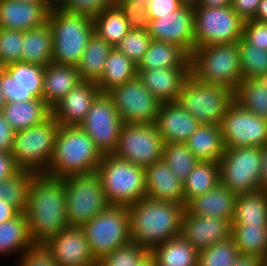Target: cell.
<instances>
[{"label":"cell","mask_w":267,"mask_h":266,"mask_svg":"<svg viewBox=\"0 0 267 266\" xmlns=\"http://www.w3.org/2000/svg\"><path fill=\"white\" fill-rule=\"evenodd\" d=\"M225 148L263 147L267 143V120L233 101L222 118Z\"/></svg>","instance_id":"16"},{"label":"cell","mask_w":267,"mask_h":266,"mask_svg":"<svg viewBox=\"0 0 267 266\" xmlns=\"http://www.w3.org/2000/svg\"><path fill=\"white\" fill-rule=\"evenodd\" d=\"M5 104L6 103H5V100H4V97H3V93H2V90L0 88V113L3 112Z\"/></svg>","instance_id":"63"},{"label":"cell","mask_w":267,"mask_h":266,"mask_svg":"<svg viewBox=\"0 0 267 266\" xmlns=\"http://www.w3.org/2000/svg\"><path fill=\"white\" fill-rule=\"evenodd\" d=\"M123 125L108 93H99L93 100L85 120L79 125L102 154H113Z\"/></svg>","instance_id":"14"},{"label":"cell","mask_w":267,"mask_h":266,"mask_svg":"<svg viewBox=\"0 0 267 266\" xmlns=\"http://www.w3.org/2000/svg\"><path fill=\"white\" fill-rule=\"evenodd\" d=\"M190 74L203 83L235 92L242 80L238 42L196 47L190 56Z\"/></svg>","instance_id":"5"},{"label":"cell","mask_w":267,"mask_h":266,"mask_svg":"<svg viewBox=\"0 0 267 266\" xmlns=\"http://www.w3.org/2000/svg\"><path fill=\"white\" fill-rule=\"evenodd\" d=\"M231 225H267V189L237 194Z\"/></svg>","instance_id":"34"},{"label":"cell","mask_w":267,"mask_h":266,"mask_svg":"<svg viewBox=\"0 0 267 266\" xmlns=\"http://www.w3.org/2000/svg\"><path fill=\"white\" fill-rule=\"evenodd\" d=\"M185 143L199 161L219 163L225 151L220 125L200 124Z\"/></svg>","instance_id":"30"},{"label":"cell","mask_w":267,"mask_h":266,"mask_svg":"<svg viewBox=\"0 0 267 266\" xmlns=\"http://www.w3.org/2000/svg\"><path fill=\"white\" fill-rule=\"evenodd\" d=\"M115 5L126 17L130 29L148 30L151 18L148 15L147 9L142 4L131 0H115Z\"/></svg>","instance_id":"48"},{"label":"cell","mask_w":267,"mask_h":266,"mask_svg":"<svg viewBox=\"0 0 267 266\" xmlns=\"http://www.w3.org/2000/svg\"><path fill=\"white\" fill-rule=\"evenodd\" d=\"M262 189H267V143L262 147Z\"/></svg>","instance_id":"58"},{"label":"cell","mask_w":267,"mask_h":266,"mask_svg":"<svg viewBox=\"0 0 267 266\" xmlns=\"http://www.w3.org/2000/svg\"><path fill=\"white\" fill-rule=\"evenodd\" d=\"M244 21L229 6L194 7L195 48L230 44L242 38Z\"/></svg>","instance_id":"12"},{"label":"cell","mask_w":267,"mask_h":266,"mask_svg":"<svg viewBox=\"0 0 267 266\" xmlns=\"http://www.w3.org/2000/svg\"><path fill=\"white\" fill-rule=\"evenodd\" d=\"M231 237L241 254L267 256V225H231Z\"/></svg>","instance_id":"40"},{"label":"cell","mask_w":267,"mask_h":266,"mask_svg":"<svg viewBox=\"0 0 267 266\" xmlns=\"http://www.w3.org/2000/svg\"><path fill=\"white\" fill-rule=\"evenodd\" d=\"M146 197L185 206L183 183L164 160L145 168Z\"/></svg>","instance_id":"24"},{"label":"cell","mask_w":267,"mask_h":266,"mask_svg":"<svg viewBox=\"0 0 267 266\" xmlns=\"http://www.w3.org/2000/svg\"><path fill=\"white\" fill-rule=\"evenodd\" d=\"M19 213L20 211L16 207L0 200V223L13 219Z\"/></svg>","instance_id":"56"},{"label":"cell","mask_w":267,"mask_h":266,"mask_svg":"<svg viewBox=\"0 0 267 266\" xmlns=\"http://www.w3.org/2000/svg\"><path fill=\"white\" fill-rule=\"evenodd\" d=\"M96 173L110 205L129 207L146 197L145 169L140 166L114 154H103Z\"/></svg>","instance_id":"6"},{"label":"cell","mask_w":267,"mask_h":266,"mask_svg":"<svg viewBox=\"0 0 267 266\" xmlns=\"http://www.w3.org/2000/svg\"><path fill=\"white\" fill-rule=\"evenodd\" d=\"M23 2H30V3H47L45 0H20Z\"/></svg>","instance_id":"66"},{"label":"cell","mask_w":267,"mask_h":266,"mask_svg":"<svg viewBox=\"0 0 267 266\" xmlns=\"http://www.w3.org/2000/svg\"><path fill=\"white\" fill-rule=\"evenodd\" d=\"M48 23L52 32V62L77 67L80 58L94 33L91 16L69 12L59 6H52Z\"/></svg>","instance_id":"4"},{"label":"cell","mask_w":267,"mask_h":266,"mask_svg":"<svg viewBox=\"0 0 267 266\" xmlns=\"http://www.w3.org/2000/svg\"><path fill=\"white\" fill-rule=\"evenodd\" d=\"M262 147L225 148L219 162L220 183L241 194L262 189Z\"/></svg>","instance_id":"11"},{"label":"cell","mask_w":267,"mask_h":266,"mask_svg":"<svg viewBox=\"0 0 267 266\" xmlns=\"http://www.w3.org/2000/svg\"><path fill=\"white\" fill-rule=\"evenodd\" d=\"M24 214L33 244H45L68 227L63 178L34 174Z\"/></svg>","instance_id":"1"},{"label":"cell","mask_w":267,"mask_h":266,"mask_svg":"<svg viewBox=\"0 0 267 266\" xmlns=\"http://www.w3.org/2000/svg\"><path fill=\"white\" fill-rule=\"evenodd\" d=\"M131 242L151 252L156 246L181 234L185 206L144 197L130 205Z\"/></svg>","instance_id":"2"},{"label":"cell","mask_w":267,"mask_h":266,"mask_svg":"<svg viewBox=\"0 0 267 266\" xmlns=\"http://www.w3.org/2000/svg\"><path fill=\"white\" fill-rule=\"evenodd\" d=\"M24 31L0 28V68L21 62Z\"/></svg>","instance_id":"46"},{"label":"cell","mask_w":267,"mask_h":266,"mask_svg":"<svg viewBox=\"0 0 267 266\" xmlns=\"http://www.w3.org/2000/svg\"><path fill=\"white\" fill-rule=\"evenodd\" d=\"M260 266H267V256H265L264 259H261Z\"/></svg>","instance_id":"67"},{"label":"cell","mask_w":267,"mask_h":266,"mask_svg":"<svg viewBox=\"0 0 267 266\" xmlns=\"http://www.w3.org/2000/svg\"><path fill=\"white\" fill-rule=\"evenodd\" d=\"M44 67L30 63H11L0 68V88L5 103L42 99Z\"/></svg>","instance_id":"17"},{"label":"cell","mask_w":267,"mask_h":266,"mask_svg":"<svg viewBox=\"0 0 267 266\" xmlns=\"http://www.w3.org/2000/svg\"><path fill=\"white\" fill-rule=\"evenodd\" d=\"M33 244L24 212L0 223V256L23 254Z\"/></svg>","instance_id":"37"},{"label":"cell","mask_w":267,"mask_h":266,"mask_svg":"<svg viewBox=\"0 0 267 266\" xmlns=\"http://www.w3.org/2000/svg\"><path fill=\"white\" fill-rule=\"evenodd\" d=\"M242 39L248 44H253L254 47L267 51V22L255 19L244 21Z\"/></svg>","instance_id":"51"},{"label":"cell","mask_w":267,"mask_h":266,"mask_svg":"<svg viewBox=\"0 0 267 266\" xmlns=\"http://www.w3.org/2000/svg\"><path fill=\"white\" fill-rule=\"evenodd\" d=\"M232 0H199L197 6L222 7L231 5Z\"/></svg>","instance_id":"60"},{"label":"cell","mask_w":267,"mask_h":266,"mask_svg":"<svg viewBox=\"0 0 267 266\" xmlns=\"http://www.w3.org/2000/svg\"><path fill=\"white\" fill-rule=\"evenodd\" d=\"M34 173L26 170H19L12 177L0 182V200L16 207L24 212L28 191L33 180Z\"/></svg>","instance_id":"41"},{"label":"cell","mask_w":267,"mask_h":266,"mask_svg":"<svg viewBox=\"0 0 267 266\" xmlns=\"http://www.w3.org/2000/svg\"><path fill=\"white\" fill-rule=\"evenodd\" d=\"M180 235L199 252L231 237V223L226 219L192 215L185 209Z\"/></svg>","instance_id":"20"},{"label":"cell","mask_w":267,"mask_h":266,"mask_svg":"<svg viewBox=\"0 0 267 266\" xmlns=\"http://www.w3.org/2000/svg\"><path fill=\"white\" fill-rule=\"evenodd\" d=\"M103 154L80 126H60L45 175L64 178L96 172Z\"/></svg>","instance_id":"3"},{"label":"cell","mask_w":267,"mask_h":266,"mask_svg":"<svg viewBox=\"0 0 267 266\" xmlns=\"http://www.w3.org/2000/svg\"><path fill=\"white\" fill-rule=\"evenodd\" d=\"M99 93L96 83L82 81L51 108V115L60 126H79Z\"/></svg>","instance_id":"21"},{"label":"cell","mask_w":267,"mask_h":266,"mask_svg":"<svg viewBox=\"0 0 267 266\" xmlns=\"http://www.w3.org/2000/svg\"><path fill=\"white\" fill-rule=\"evenodd\" d=\"M151 253L157 266H198V251L181 235L156 246Z\"/></svg>","instance_id":"36"},{"label":"cell","mask_w":267,"mask_h":266,"mask_svg":"<svg viewBox=\"0 0 267 266\" xmlns=\"http://www.w3.org/2000/svg\"><path fill=\"white\" fill-rule=\"evenodd\" d=\"M161 68H190V56L175 44L152 40L137 70Z\"/></svg>","instance_id":"29"},{"label":"cell","mask_w":267,"mask_h":266,"mask_svg":"<svg viewBox=\"0 0 267 266\" xmlns=\"http://www.w3.org/2000/svg\"><path fill=\"white\" fill-rule=\"evenodd\" d=\"M261 258L256 255L239 254L231 266H260Z\"/></svg>","instance_id":"57"},{"label":"cell","mask_w":267,"mask_h":266,"mask_svg":"<svg viewBox=\"0 0 267 266\" xmlns=\"http://www.w3.org/2000/svg\"><path fill=\"white\" fill-rule=\"evenodd\" d=\"M137 77V65L115 47L106 60L105 69L97 86L101 93H108L113 88Z\"/></svg>","instance_id":"35"},{"label":"cell","mask_w":267,"mask_h":266,"mask_svg":"<svg viewBox=\"0 0 267 266\" xmlns=\"http://www.w3.org/2000/svg\"><path fill=\"white\" fill-rule=\"evenodd\" d=\"M18 257H20L19 266H58L44 244H32Z\"/></svg>","instance_id":"49"},{"label":"cell","mask_w":267,"mask_h":266,"mask_svg":"<svg viewBox=\"0 0 267 266\" xmlns=\"http://www.w3.org/2000/svg\"><path fill=\"white\" fill-rule=\"evenodd\" d=\"M163 148L164 141L155 123H125L113 154L145 169L163 160Z\"/></svg>","instance_id":"13"},{"label":"cell","mask_w":267,"mask_h":266,"mask_svg":"<svg viewBox=\"0 0 267 266\" xmlns=\"http://www.w3.org/2000/svg\"><path fill=\"white\" fill-rule=\"evenodd\" d=\"M51 7L59 6L63 0H45Z\"/></svg>","instance_id":"64"},{"label":"cell","mask_w":267,"mask_h":266,"mask_svg":"<svg viewBox=\"0 0 267 266\" xmlns=\"http://www.w3.org/2000/svg\"><path fill=\"white\" fill-rule=\"evenodd\" d=\"M58 128L59 124L51 115L39 125L15 132L11 153L19 170L45 174Z\"/></svg>","instance_id":"7"},{"label":"cell","mask_w":267,"mask_h":266,"mask_svg":"<svg viewBox=\"0 0 267 266\" xmlns=\"http://www.w3.org/2000/svg\"><path fill=\"white\" fill-rule=\"evenodd\" d=\"M81 81L75 66L49 63L44 67L43 101L52 108Z\"/></svg>","instance_id":"27"},{"label":"cell","mask_w":267,"mask_h":266,"mask_svg":"<svg viewBox=\"0 0 267 266\" xmlns=\"http://www.w3.org/2000/svg\"><path fill=\"white\" fill-rule=\"evenodd\" d=\"M18 171L12 153L0 151V182L12 177Z\"/></svg>","instance_id":"55"},{"label":"cell","mask_w":267,"mask_h":266,"mask_svg":"<svg viewBox=\"0 0 267 266\" xmlns=\"http://www.w3.org/2000/svg\"><path fill=\"white\" fill-rule=\"evenodd\" d=\"M51 6L20 0H0V28L27 31L45 24Z\"/></svg>","instance_id":"22"},{"label":"cell","mask_w":267,"mask_h":266,"mask_svg":"<svg viewBox=\"0 0 267 266\" xmlns=\"http://www.w3.org/2000/svg\"><path fill=\"white\" fill-rule=\"evenodd\" d=\"M240 254L232 237L198 252V266H231Z\"/></svg>","instance_id":"43"},{"label":"cell","mask_w":267,"mask_h":266,"mask_svg":"<svg viewBox=\"0 0 267 266\" xmlns=\"http://www.w3.org/2000/svg\"><path fill=\"white\" fill-rule=\"evenodd\" d=\"M163 160L176 177L184 183L199 160L188 149L186 143H164Z\"/></svg>","instance_id":"42"},{"label":"cell","mask_w":267,"mask_h":266,"mask_svg":"<svg viewBox=\"0 0 267 266\" xmlns=\"http://www.w3.org/2000/svg\"><path fill=\"white\" fill-rule=\"evenodd\" d=\"M253 19L260 22H267V0H261L256 15Z\"/></svg>","instance_id":"59"},{"label":"cell","mask_w":267,"mask_h":266,"mask_svg":"<svg viewBox=\"0 0 267 266\" xmlns=\"http://www.w3.org/2000/svg\"><path fill=\"white\" fill-rule=\"evenodd\" d=\"M58 266H97L84 229L68 226L44 244Z\"/></svg>","instance_id":"19"},{"label":"cell","mask_w":267,"mask_h":266,"mask_svg":"<svg viewBox=\"0 0 267 266\" xmlns=\"http://www.w3.org/2000/svg\"><path fill=\"white\" fill-rule=\"evenodd\" d=\"M182 5L196 7L199 4V0H179Z\"/></svg>","instance_id":"62"},{"label":"cell","mask_w":267,"mask_h":266,"mask_svg":"<svg viewBox=\"0 0 267 266\" xmlns=\"http://www.w3.org/2000/svg\"><path fill=\"white\" fill-rule=\"evenodd\" d=\"M133 2H136L138 4H142V6H144L147 9L148 3L150 2V0H131Z\"/></svg>","instance_id":"65"},{"label":"cell","mask_w":267,"mask_h":266,"mask_svg":"<svg viewBox=\"0 0 267 266\" xmlns=\"http://www.w3.org/2000/svg\"><path fill=\"white\" fill-rule=\"evenodd\" d=\"M152 41L148 30L130 29L115 48L124 53L134 64L138 65Z\"/></svg>","instance_id":"45"},{"label":"cell","mask_w":267,"mask_h":266,"mask_svg":"<svg viewBox=\"0 0 267 266\" xmlns=\"http://www.w3.org/2000/svg\"><path fill=\"white\" fill-rule=\"evenodd\" d=\"M125 123L153 124L161 102L136 77L108 92Z\"/></svg>","instance_id":"15"},{"label":"cell","mask_w":267,"mask_h":266,"mask_svg":"<svg viewBox=\"0 0 267 266\" xmlns=\"http://www.w3.org/2000/svg\"><path fill=\"white\" fill-rule=\"evenodd\" d=\"M236 197V193L219 183L212 190L192 199L185 209L192 215L216 217L232 223Z\"/></svg>","instance_id":"26"},{"label":"cell","mask_w":267,"mask_h":266,"mask_svg":"<svg viewBox=\"0 0 267 266\" xmlns=\"http://www.w3.org/2000/svg\"><path fill=\"white\" fill-rule=\"evenodd\" d=\"M219 183V163L199 161L183 183L185 207L192 199L212 190Z\"/></svg>","instance_id":"38"},{"label":"cell","mask_w":267,"mask_h":266,"mask_svg":"<svg viewBox=\"0 0 267 266\" xmlns=\"http://www.w3.org/2000/svg\"><path fill=\"white\" fill-rule=\"evenodd\" d=\"M15 131L9 126L3 112L0 113V151L11 152Z\"/></svg>","instance_id":"54"},{"label":"cell","mask_w":267,"mask_h":266,"mask_svg":"<svg viewBox=\"0 0 267 266\" xmlns=\"http://www.w3.org/2000/svg\"><path fill=\"white\" fill-rule=\"evenodd\" d=\"M53 39L48 21L24 31L21 62L45 67L52 62Z\"/></svg>","instance_id":"31"},{"label":"cell","mask_w":267,"mask_h":266,"mask_svg":"<svg viewBox=\"0 0 267 266\" xmlns=\"http://www.w3.org/2000/svg\"><path fill=\"white\" fill-rule=\"evenodd\" d=\"M234 101V92L227 87L203 83L191 74L185 80L179 104L201 124L219 126L229 105Z\"/></svg>","instance_id":"8"},{"label":"cell","mask_w":267,"mask_h":266,"mask_svg":"<svg viewBox=\"0 0 267 266\" xmlns=\"http://www.w3.org/2000/svg\"><path fill=\"white\" fill-rule=\"evenodd\" d=\"M189 75L190 68L137 70V78L161 103L178 102Z\"/></svg>","instance_id":"25"},{"label":"cell","mask_w":267,"mask_h":266,"mask_svg":"<svg viewBox=\"0 0 267 266\" xmlns=\"http://www.w3.org/2000/svg\"><path fill=\"white\" fill-rule=\"evenodd\" d=\"M3 114L9 126L17 132L43 123L51 116V108L43 99L36 98L6 103Z\"/></svg>","instance_id":"28"},{"label":"cell","mask_w":267,"mask_h":266,"mask_svg":"<svg viewBox=\"0 0 267 266\" xmlns=\"http://www.w3.org/2000/svg\"><path fill=\"white\" fill-rule=\"evenodd\" d=\"M63 183L69 226H82L110 205L96 172L69 175L63 178Z\"/></svg>","instance_id":"10"},{"label":"cell","mask_w":267,"mask_h":266,"mask_svg":"<svg viewBox=\"0 0 267 266\" xmlns=\"http://www.w3.org/2000/svg\"><path fill=\"white\" fill-rule=\"evenodd\" d=\"M92 19L94 33L113 48L130 30L126 17L116 5L105 8Z\"/></svg>","instance_id":"39"},{"label":"cell","mask_w":267,"mask_h":266,"mask_svg":"<svg viewBox=\"0 0 267 266\" xmlns=\"http://www.w3.org/2000/svg\"><path fill=\"white\" fill-rule=\"evenodd\" d=\"M234 101L260 118L267 120V73L242 78L234 92Z\"/></svg>","instance_id":"32"},{"label":"cell","mask_w":267,"mask_h":266,"mask_svg":"<svg viewBox=\"0 0 267 266\" xmlns=\"http://www.w3.org/2000/svg\"><path fill=\"white\" fill-rule=\"evenodd\" d=\"M115 5V0H63L59 7L69 12L84 13L91 17Z\"/></svg>","instance_id":"50"},{"label":"cell","mask_w":267,"mask_h":266,"mask_svg":"<svg viewBox=\"0 0 267 266\" xmlns=\"http://www.w3.org/2000/svg\"><path fill=\"white\" fill-rule=\"evenodd\" d=\"M148 33L152 40L175 44L191 56L195 49L194 8L182 5L169 15L151 19Z\"/></svg>","instance_id":"18"},{"label":"cell","mask_w":267,"mask_h":266,"mask_svg":"<svg viewBox=\"0 0 267 266\" xmlns=\"http://www.w3.org/2000/svg\"><path fill=\"white\" fill-rule=\"evenodd\" d=\"M182 6L179 0H150L147 12L151 19L166 16Z\"/></svg>","instance_id":"52"},{"label":"cell","mask_w":267,"mask_h":266,"mask_svg":"<svg viewBox=\"0 0 267 266\" xmlns=\"http://www.w3.org/2000/svg\"><path fill=\"white\" fill-rule=\"evenodd\" d=\"M261 0H232L231 8L243 20L253 19Z\"/></svg>","instance_id":"53"},{"label":"cell","mask_w":267,"mask_h":266,"mask_svg":"<svg viewBox=\"0 0 267 266\" xmlns=\"http://www.w3.org/2000/svg\"><path fill=\"white\" fill-rule=\"evenodd\" d=\"M148 252L143 246L130 241L105 255L97 266H136Z\"/></svg>","instance_id":"47"},{"label":"cell","mask_w":267,"mask_h":266,"mask_svg":"<svg viewBox=\"0 0 267 266\" xmlns=\"http://www.w3.org/2000/svg\"><path fill=\"white\" fill-rule=\"evenodd\" d=\"M113 47L93 33L77 65L81 81L98 83Z\"/></svg>","instance_id":"33"},{"label":"cell","mask_w":267,"mask_h":266,"mask_svg":"<svg viewBox=\"0 0 267 266\" xmlns=\"http://www.w3.org/2000/svg\"><path fill=\"white\" fill-rule=\"evenodd\" d=\"M164 143H185L199 123L179 102L162 103L155 122Z\"/></svg>","instance_id":"23"},{"label":"cell","mask_w":267,"mask_h":266,"mask_svg":"<svg viewBox=\"0 0 267 266\" xmlns=\"http://www.w3.org/2000/svg\"><path fill=\"white\" fill-rule=\"evenodd\" d=\"M241 59L242 78H253L267 73V51L246 43L242 38L238 41Z\"/></svg>","instance_id":"44"},{"label":"cell","mask_w":267,"mask_h":266,"mask_svg":"<svg viewBox=\"0 0 267 266\" xmlns=\"http://www.w3.org/2000/svg\"><path fill=\"white\" fill-rule=\"evenodd\" d=\"M81 227L97 262L131 241L129 211L125 206L109 205Z\"/></svg>","instance_id":"9"},{"label":"cell","mask_w":267,"mask_h":266,"mask_svg":"<svg viewBox=\"0 0 267 266\" xmlns=\"http://www.w3.org/2000/svg\"><path fill=\"white\" fill-rule=\"evenodd\" d=\"M136 266H157L155 258L151 252H148Z\"/></svg>","instance_id":"61"}]
</instances>
